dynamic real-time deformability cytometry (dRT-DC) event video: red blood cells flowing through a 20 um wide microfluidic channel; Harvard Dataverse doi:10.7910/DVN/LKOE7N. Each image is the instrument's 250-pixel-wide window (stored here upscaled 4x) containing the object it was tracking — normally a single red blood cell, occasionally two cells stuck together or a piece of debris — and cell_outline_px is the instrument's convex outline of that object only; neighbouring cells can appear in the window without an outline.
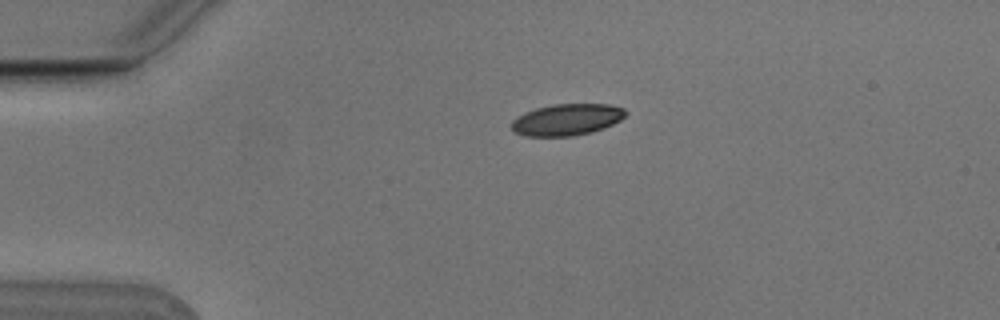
{"species": "Egyptian fruit bat (a non-hibernating species)", "species_latin": "Rousettus aegyptiacus", "temperature_condition": "cold", "stored_images_in_passage": 2, "camera_frame_rate_fps": 3000, "um_per_image_px": 0.085, "animal": {"sex": "male"}, "frame": {"image": 1, "passage_image": 1, "time_ms": 0.0, "image_size_px": [1000, 320], "cell_outline_px": [[628, 112], [620, 120], [604, 128], [592, 132], [572, 136], [524, 136], [512, 132], [512, 120], [524, 112], [536, 108], [552, 104], [608, 104], [624, 108]], "centroid_in_image_um": [48.17, 10.17], "position_along_channel_um": 36.8, "area_um2": 21.1}}